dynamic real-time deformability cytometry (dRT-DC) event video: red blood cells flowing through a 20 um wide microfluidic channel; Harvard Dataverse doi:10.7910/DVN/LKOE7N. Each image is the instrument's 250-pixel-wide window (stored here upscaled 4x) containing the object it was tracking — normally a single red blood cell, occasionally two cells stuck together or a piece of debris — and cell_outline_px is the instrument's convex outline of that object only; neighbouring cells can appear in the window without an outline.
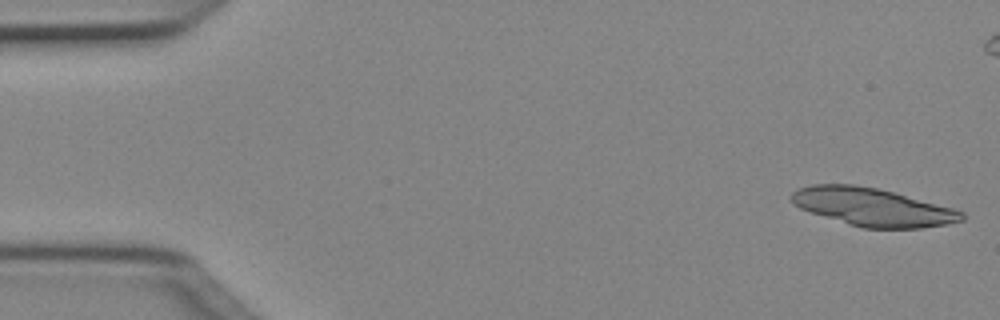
{"species": "Egyptian fruit bat (a non-hibernating species)", "species_latin": "Rousettus aegyptiacus", "temperature_condition": "cold", "stored_images_in_passage": 15, "camera_frame_rate_fps": 3000, "um_per_image_px": 0.085, "animal": {"sex": "female"}, "frame": {"image": 1, "passage_image": 1, "time_ms": 0.0, "image_size_px": [1000, 320], "cell_outline_px": [[964, 220], [948, 224], [920, 228], [864, 228], [848, 224], [800, 208], [788, 196], [796, 188], [812, 184], [856, 184], [876, 188], [892, 192], [952, 208], [964, 212]], "centroid_in_image_um": [74.14, 17.59], "position_along_channel_um": 10.9, "area_um2": 37.34}}